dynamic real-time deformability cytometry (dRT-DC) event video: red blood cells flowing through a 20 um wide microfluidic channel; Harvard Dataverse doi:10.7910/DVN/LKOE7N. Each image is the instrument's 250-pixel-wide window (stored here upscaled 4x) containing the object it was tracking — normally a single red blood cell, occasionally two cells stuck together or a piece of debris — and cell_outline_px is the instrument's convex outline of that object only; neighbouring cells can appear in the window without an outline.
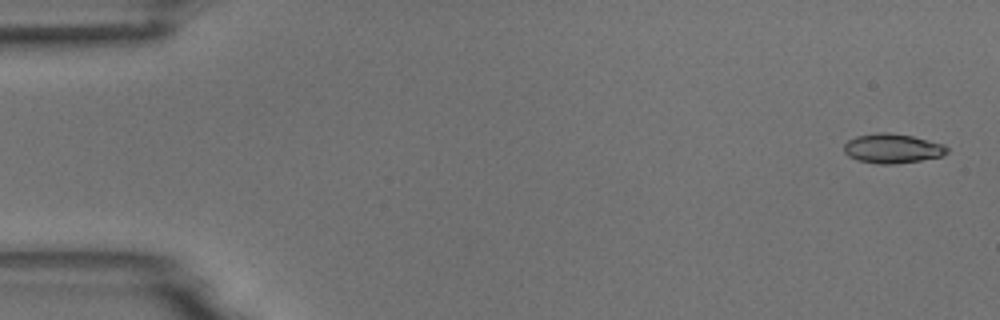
{"species": "common noctule bat (a hibernating species)", "species_latin": "Nyctalus noctula", "temperature_condition": "room temperature", "stored_images_in_passage": 44, "camera_frame_rate_fps": 3000, "um_per_image_px": 0.085, "animal": {"sex": "male", "body_mass_g": 18.8}, "frame": {"image": 1, "passage_image": 2, "time_ms": 0.333, "image_size_px": [1000, 320], "cell_outline_px": [[948, 152], [940, 156], [920, 160], [892, 164], [876, 164], [856, 160], [848, 156], [844, 152], [844, 144], [848, 140], [856, 136], [876, 132], [888, 132], [912, 136], [944, 144], [948, 148]], "centroid_in_image_um": [75.81, 12.61], "position_along_channel_um": 9.2, "area_um2": 17.74}}
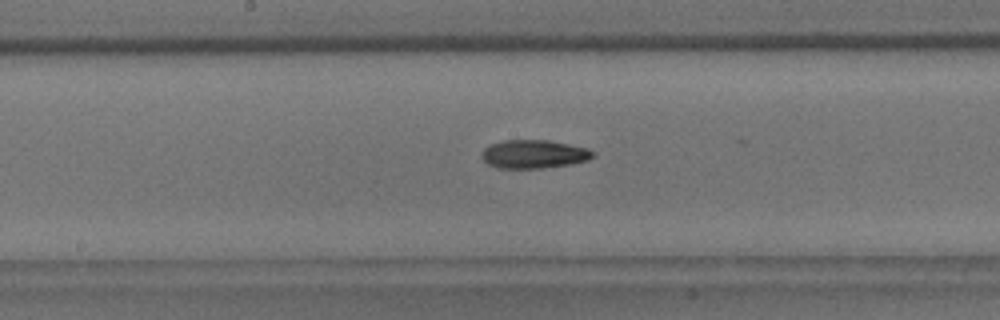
{"frame": {"image": 2, "passage_image": 28, "time_ms": 9.0, "image_size_px": [1000, 320], "cell_outline_px": [[596, 156], [588, 160], [572, 164], [544, 168], [500, 168], [488, 164], [480, 156], [484, 148], [492, 144], [504, 140], [548, 140], [588, 148], [596, 152]], "centroid_in_image_um": [45.42, 13.1], "position_along_channel_um": 202.8, "area_um2": 18.55}}
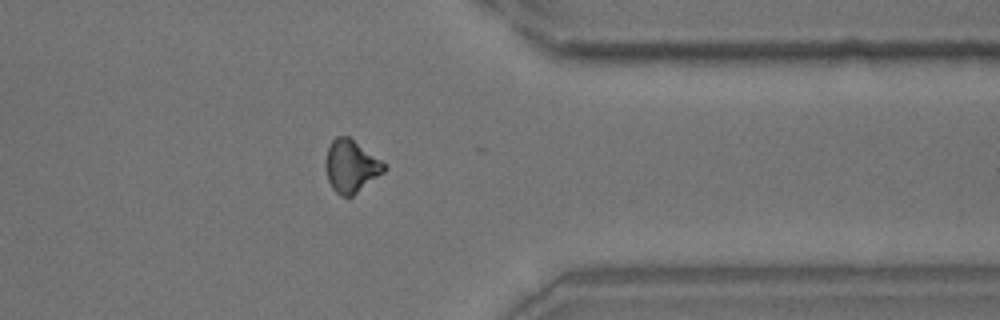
{"frame": {"image": 3, "passage_image": 43, "time_ms": 14.0, "image_size_px": [1000, 320], "cell_outline_px": [[388, 168], [384, 172], [352, 196], [340, 196], [332, 188], [328, 180], [324, 168], [324, 160], [328, 148], [332, 140], [336, 136], [348, 136], [380, 160]], "centroid_in_image_um": [29.8, 14.13], "position_along_channel_um": 381.6, "area_um2": 17.8}, "authors_computed_cell_mechanics": {"area_um2": 17.9469, "velocity_mm_per_s": 3.7693, "shape_relaxation_time_tau1_ms": 3.9236, "shape_relaxation_time_tau2_ms": null, "deformation_change_tau1": 0.119, "deformation_change_tau2": null}}